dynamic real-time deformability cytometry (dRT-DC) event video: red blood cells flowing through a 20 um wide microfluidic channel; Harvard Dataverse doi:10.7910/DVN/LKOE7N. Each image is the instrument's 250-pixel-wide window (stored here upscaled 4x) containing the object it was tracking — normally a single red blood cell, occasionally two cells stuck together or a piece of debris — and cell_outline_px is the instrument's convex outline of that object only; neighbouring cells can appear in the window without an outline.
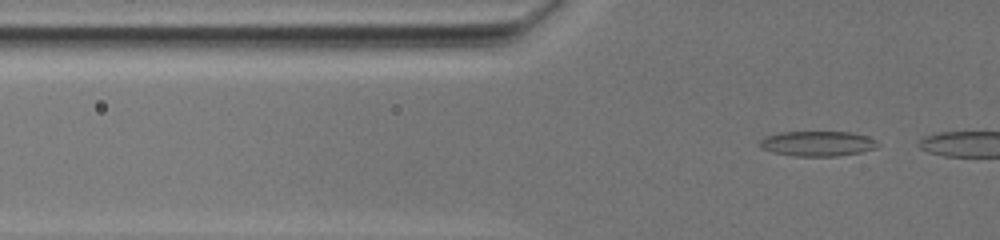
{"species": "common noctule bat (a hibernating species)", "species_latin": "Nyctalus noctula", "temperature_condition": "warm", "stored_images_in_passage": 28, "camera_frame_rate_fps": 3000, "um_per_image_px": 0.085, "animal": {"sex": "female", "body_mass_g": 19.5, "forearm_length_mm": 54.1}, "frame": {"image": 1, "passage_image": 2, "time_ms": 0.333, "image_size_px": [1000, 240], "cell_outline_px": [[880, 144], [872, 148], [860, 152], [836, 156], [792, 156], [772, 152], [760, 148], [760, 140], [764, 136], [780, 132], [848, 132], [868, 136], [876, 140]], "centroid_in_image_um": [69.44, 12.2], "position_along_channel_um": 56.4, "area_um2": 17.22}}
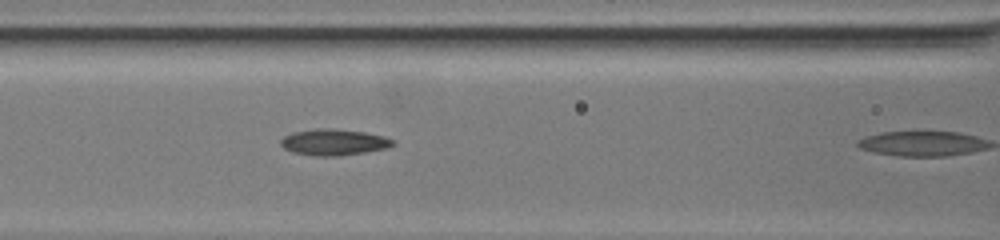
{"frame": {"image": 2, "passage_image": 20, "time_ms": 3.667, "image_size_px": [1000, 240], "cell_outline_px": [[396, 144], [388, 148], [340, 156], [316, 156], [292, 152], [284, 148], [280, 144], [280, 140], [284, 136], [292, 132], [312, 128], [332, 128], [364, 132], [384, 136], [396, 140]], "centroid_in_image_um": [28.38, 12.08], "position_along_channel_um": 138.2, "area_um2": 17.4}}
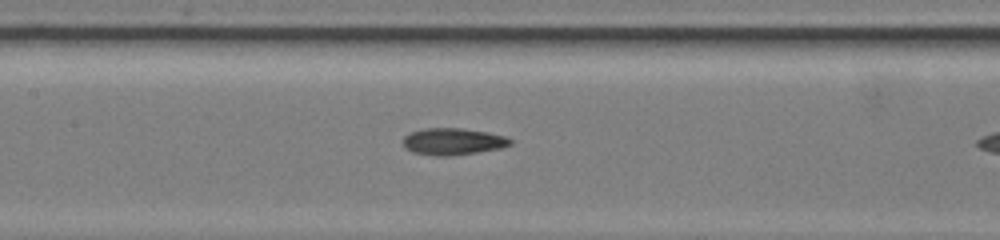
{"frame": {"image": 3, "passage_image": 26, "time_ms": 4.667, "image_size_px": [1000, 240], "cell_outline_px": [[512, 144], [500, 148], [452, 156], [436, 156], [412, 152], [404, 148], [404, 136], [408, 132], [424, 128], [460, 128], [488, 132], [504, 136], [512, 140]], "centroid_in_image_um": [38.46, 12.02], "position_along_channel_um": 168.9, "area_um2": 16.82}}